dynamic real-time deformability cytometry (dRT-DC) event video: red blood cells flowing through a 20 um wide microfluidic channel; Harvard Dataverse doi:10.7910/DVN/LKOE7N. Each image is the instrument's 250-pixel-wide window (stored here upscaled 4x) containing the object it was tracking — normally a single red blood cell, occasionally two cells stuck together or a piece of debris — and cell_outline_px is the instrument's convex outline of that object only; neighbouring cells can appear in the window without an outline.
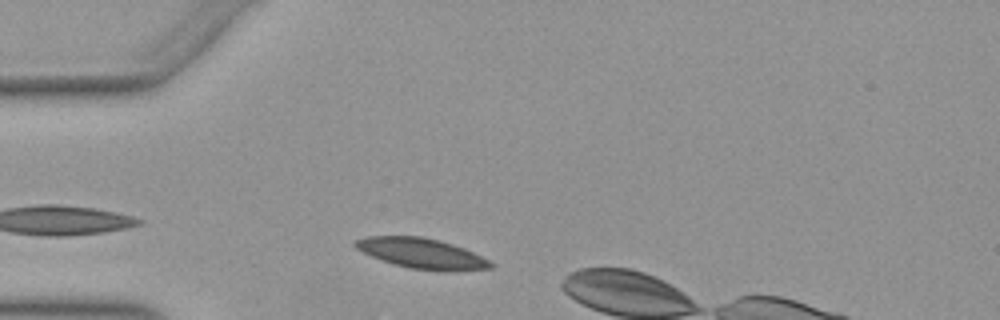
{"species": "Egyptian fruit bat (a non-hibernating species)", "species_latin": "Rousettus aegyptiacus", "temperature_condition": "warm", "stored_images_in_passage": 5, "camera_frame_rate_fps": 3000, "um_per_image_px": 0.085, "animal": {"sex": "female"}, "frame": {"image": 1, "passage_image": 3, "time_ms": 0.667, "image_size_px": [1000, 320], "cell_outline_px": [[496, 264], [492, 268], [408, 268], [372, 256], [356, 248], [352, 244], [356, 240], [364, 236], [420, 236], [440, 240], [464, 248], [492, 260]], "centroid_in_image_um": [35.8, 21.47], "position_along_channel_um": 49.2, "area_um2": 22.83}}